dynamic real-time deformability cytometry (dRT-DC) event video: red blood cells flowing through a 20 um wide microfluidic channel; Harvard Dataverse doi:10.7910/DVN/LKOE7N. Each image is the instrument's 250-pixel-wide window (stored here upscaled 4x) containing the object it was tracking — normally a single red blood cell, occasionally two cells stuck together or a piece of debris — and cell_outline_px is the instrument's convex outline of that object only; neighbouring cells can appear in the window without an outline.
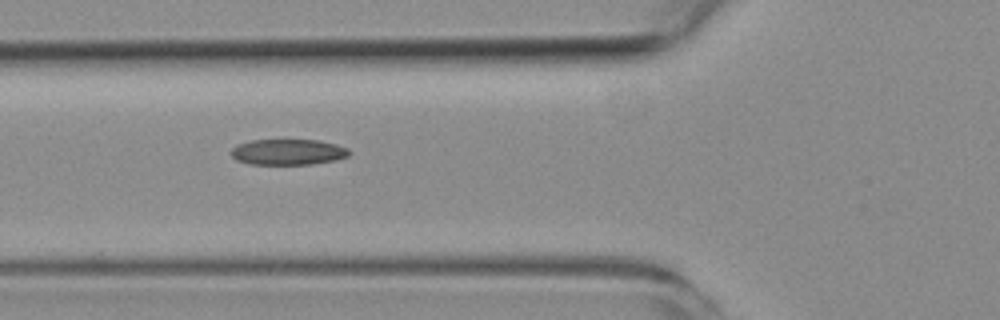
{"species": "common noctule bat (a hibernating species)", "species_latin": "Nyctalus noctula", "temperature_condition": "room temperature", "stored_images_in_passage": 6, "camera_frame_rate_fps": 3000, "um_per_image_px": 0.085, "animal": {"sex": "female", "body_mass_g": 19.3, "forearm_length_mm": 54.1}, "frame": {"image": 1, "passage_image": 5, "time_ms": 5.667, "image_size_px": [1000, 320], "cell_outline_px": [[352, 152], [348, 156], [336, 160], [312, 164], [248, 164], [236, 160], [232, 156], [232, 148], [236, 144], [252, 140], [320, 140], [336, 144], [348, 148]], "centroid_in_image_um": [24.5, 12.92], "position_along_channel_um": 101.3, "area_um2": 17.86}}
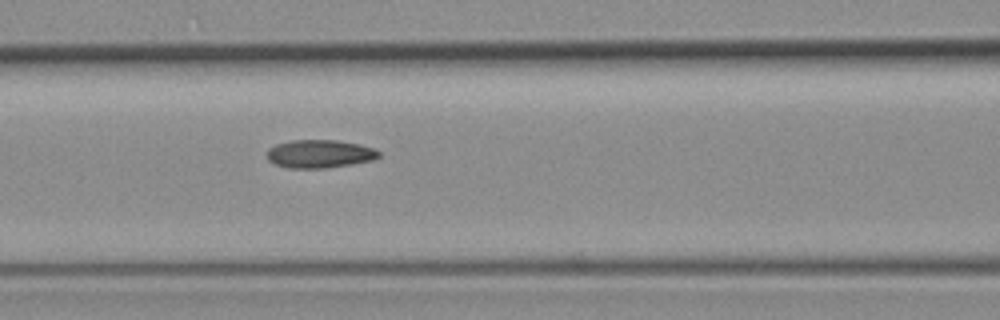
{"frame": {"image": 2, "passage_image": 6, "time_ms": 6.667, "image_size_px": [1000, 320], "cell_outline_px": [[380, 156], [372, 160], [352, 164], [328, 168], [288, 168], [276, 164], [268, 160], [268, 148], [276, 144], [292, 140], [336, 140], [360, 144], [376, 148], [380, 152]], "centroid_in_image_um": [27.2, 13.07], "position_along_channel_um": 139.4, "area_um2": 18.44}}